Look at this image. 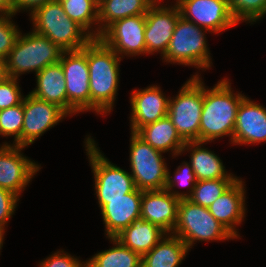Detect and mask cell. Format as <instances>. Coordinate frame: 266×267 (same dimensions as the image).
Listing matches in <instances>:
<instances>
[{
    "label": "cell",
    "instance_id": "1",
    "mask_svg": "<svg viewBox=\"0 0 266 267\" xmlns=\"http://www.w3.org/2000/svg\"><path fill=\"white\" fill-rule=\"evenodd\" d=\"M121 60L100 38H92L87 43L92 112L103 116L112 111L119 86Z\"/></svg>",
    "mask_w": 266,
    "mask_h": 267
},
{
    "label": "cell",
    "instance_id": "2",
    "mask_svg": "<svg viewBox=\"0 0 266 267\" xmlns=\"http://www.w3.org/2000/svg\"><path fill=\"white\" fill-rule=\"evenodd\" d=\"M229 81L228 78L222 79L211 89L203 83L200 142L211 143L214 139L228 136L233 145L237 109L245 95L234 93Z\"/></svg>",
    "mask_w": 266,
    "mask_h": 267
},
{
    "label": "cell",
    "instance_id": "3",
    "mask_svg": "<svg viewBox=\"0 0 266 267\" xmlns=\"http://www.w3.org/2000/svg\"><path fill=\"white\" fill-rule=\"evenodd\" d=\"M33 31L47 37L63 51L82 49L92 37L70 19L59 0H53L29 15Z\"/></svg>",
    "mask_w": 266,
    "mask_h": 267
},
{
    "label": "cell",
    "instance_id": "4",
    "mask_svg": "<svg viewBox=\"0 0 266 267\" xmlns=\"http://www.w3.org/2000/svg\"><path fill=\"white\" fill-rule=\"evenodd\" d=\"M31 31L19 34L5 59L8 77L19 79L25 73L37 74L45 67L60 61L64 51L47 37Z\"/></svg>",
    "mask_w": 266,
    "mask_h": 267
},
{
    "label": "cell",
    "instance_id": "5",
    "mask_svg": "<svg viewBox=\"0 0 266 267\" xmlns=\"http://www.w3.org/2000/svg\"><path fill=\"white\" fill-rule=\"evenodd\" d=\"M206 29L179 17L165 55L164 62L192 66L197 69L212 67Z\"/></svg>",
    "mask_w": 266,
    "mask_h": 267
},
{
    "label": "cell",
    "instance_id": "6",
    "mask_svg": "<svg viewBox=\"0 0 266 267\" xmlns=\"http://www.w3.org/2000/svg\"><path fill=\"white\" fill-rule=\"evenodd\" d=\"M169 99L167 116L185 142H200V118L203 106V81L198 73Z\"/></svg>",
    "mask_w": 266,
    "mask_h": 267
},
{
    "label": "cell",
    "instance_id": "7",
    "mask_svg": "<svg viewBox=\"0 0 266 267\" xmlns=\"http://www.w3.org/2000/svg\"><path fill=\"white\" fill-rule=\"evenodd\" d=\"M172 235L179 237L188 248L197 241H223L236 239L209 212L208 208L181 199L178 206L176 225Z\"/></svg>",
    "mask_w": 266,
    "mask_h": 267
},
{
    "label": "cell",
    "instance_id": "8",
    "mask_svg": "<svg viewBox=\"0 0 266 267\" xmlns=\"http://www.w3.org/2000/svg\"><path fill=\"white\" fill-rule=\"evenodd\" d=\"M85 151L94 177V189L100 210L106 205V199L123 198L136 186L130 172L111 163L100 152L91 136L85 140Z\"/></svg>",
    "mask_w": 266,
    "mask_h": 267
},
{
    "label": "cell",
    "instance_id": "9",
    "mask_svg": "<svg viewBox=\"0 0 266 267\" xmlns=\"http://www.w3.org/2000/svg\"><path fill=\"white\" fill-rule=\"evenodd\" d=\"M129 149L130 174L136 188L141 191L163 190L168 167L162 152L154 149L134 132H131Z\"/></svg>",
    "mask_w": 266,
    "mask_h": 267
},
{
    "label": "cell",
    "instance_id": "10",
    "mask_svg": "<svg viewBox=\"0 0 266 267\" xmlns=\"http://www.w3.org/2000/svg\"><path fill=\"white\" fill-rule=\"evenodd\" d=\"M67 92V113L72 116L91 110L87 44L79 50L64 51L60 61Z\"/></svg>",
    "mask_w": 266,
    "mask_h": 267
},
{
    "label": "cell",
    "instance_id": "11",
    "mask_svg": "<svg viewBox=\"0 0 266 267\" xmlns=\"http://www.w3.org/2000/svg\"><path fill=\"white\" fill-rule=\"evenodd\" d=\"M144 32L145 15H136L115 21L99 38L120 58L133 57L147 55Z\"/></svg>",
    "mask_w": 266,
    "mask_h": 267
},
{
    "label": "cell",
    "instance_id": "12",
    "mask_svg": "<svg viewBox=\"0 0 266 267\" xmlns=\"http://www.w3.org/2000/svg\"><path fill=\"white\" fill-rule=\"evenodd\" d=\"M175 4L181 17L210 33H219L237 24L228 0H176Z\"/></svg>",
    "mask_w": 266,
    "mask_h": 267
},
{
    "label": "cell",
    "instance_id": "13",
    "mask_svg": "<svg viewBox=\"0 0 266 267\" xmlns=\"http://www.w3.org/2000/svg\"><path fill=\"white\" fill-rule=\"evenodd\" d=\"M23 146L5 142L0 146V187L20 197L41 165L21 153Z\"/></svg>",
    "mask_w": 266,
    "mask_h": 267
},
{
    "label": "cell",
    "instance_id": "14",
    "mask_svg": "<svg viewBox=\"0 0 266 267\" xmlns=\"http://www.w3.org/2000/svg\"><path fill=\"white\" fill-rule=\"evenodd\" d=\"M24 122L22 127V146L34 143L48 129L70 116L57 104L40 100L30 93L23 98Z\"/></svg>",
    "mask_w": 266,
    "mask_h": 267
},
{
    "label": "cell",
    "instance_id": "15",
    "mask_svg": "<svg viewBox=\"0 0 266 267\" xmlns=\"http://www.w3.org/2000/svg\"><path fill=\"white\" fill-rule=\"evenodd\" d=\"M160 2L157 0L145 14L144 36L147 54L158 52L163 57L181 15L176 4L166 7Z\"/></svg>",
    "mask_w": 266,
    "mask_h": 267
},
{
    "label": "cell",
    "instance_id": "16",
    "mask_svg": "<svg viewBox=\"0 0 266 267\" xmlns=\"http://www.w3.org/2000/svg\"><path fill=\"white\" fill-rule=\"evenodd\" d=\"M130 129L136 133L141 127L167 116L169 98L157 85L131 92Z\"/></svg>",
    "mask_w": 266,
    "mask_h": 267
},
{
    "label": "cell",
    "instance_id": "17",
    "mask_svg": "<svg viewBox=\"0 0 266 267\" xmlns=\"http://www.w3.org/2000/svg\"><path fill=\"white\" fill-rule=\"evenodd\" d=\"M266 142V108L245 96L237 109L234 145Z\"/></svg>",
    "mask_w": 266,
    "mask_h": 267
},
{
    "label": "cell",
    "instance_id": "18",
    "mask_svg": "<svg viewBox=\"0 0 266 267\" xmlns=\"http://www.w3.org/2000/svg\"><path fill=\"white\" fill-rule=\"evenodd\" d=\"M180 200L166 189L142 191L140 217L172 234Z\"/></svg>",
    "mask_w": 266,
    "mask_h": 267
},
{
    "label": "cell",
    "instance_id": "19",
    "mask_svg": "<svg viewBox=\"0 0 266 267\" xmlns=\"http://www.w3.org/2000/svg\"><path fill=\"white\" fill-rule=\"evenodd\" d=\"M245 182L237 178L230 187L208 207L212 216L225 227L236 239L239 238L237 225L245 217Z\"/></svg>",
    "mask_w": 266,
    "mask_h": 267
},
{
    "label": "cell",
    "instance_id": "20",
    "mask_svg": "<svg viewBox=\"0 0 266 267\" xmlns=\"http://www.w3.org/2000/svg\"><path fill=\"white\" fill-rule=\"evenodd\" d=\"M142 191L135 188L123 198L106 199L101 209L106 238H114L123 229L140 218Z\"/></svg>",
    "mask_w": 266,
    "mask_h": 267
},
{
    "label": "cell",
    "instance_id": "21",
    "mask_svg": "<svg viewBox=\"0 0 266 267\" xmlns=\"http://www.w3.org/2000/svg\"><path fill=\"white\" fill-rule=\"evenodd\" d=\"M203 142H186L181 153L190 150V165L197 181L212 179H237L225 170L222 160L213 151L203 147ZM202 145V146H201ZM203 147V148H202ZM208 149V150H207Z\"/></svg>",
    "mask_w": 266,
    "mask_h": 267
},
{
    "label": "cell",
    "instance_id": "22",
    "mask_svg": "<svg viewBox=\"0 0 266 267\" xmlns=\"http://www.w3.org/2000/svg\"><path fill=\"white\" fill-rule=\"evenodd\" d=\"M136 134L162 153L171 151L172 157L182 155L181 151L186 144L168 116L141 127Z\"/></svg>",
    "mask_w": 266,
    "mask_h": 267
},
{
    "label": "cell",
    "instance_id": "23",
    "mask_svg": "<svg viewBox=\"0 0 266 267\" xmlns=\"http://www.w3.org/2000/svg\"><path fill=\"white\" fill-rule=\"evenodd\" d=\"M167 233L159 226L135 219L131 225L123 229L115 238L125 247L138 253L141 257L148 253Z\"/></svg>",
    "mask_w": 266,
    "mask_h": 267
},
{
    "label": "cell",
    "instance_id": "24",
    "mask_svg": "<svg viewBox=\"0 0 266 267\" xmlns=\"http://www.w3.org/2000/svg\"><path fill=\"white\" fill-rule=\"evenodd\" d=\"M36 88L29 92L34 97L57 104L67 112V92L60 62L49 65L36 74Z\"/></svg>",
    "mask_w": 266,
    "mask_h": 267
},
{
    "label": "cell",
    "instance_id": "25",
    "mask_svg": "<svg viewBox=\"0 0 266 267\" xmlns=\"http://www.w3.org/2000/svg\"><path fill=\"white\" fill-rule=\"evenodd\" d=\"M189 250L179 237L166 234L142 256L141 267H179Z\"/></svg>",
    "mask_w": 266,
    "mask_h": 267
},
{
    "label": "cell",
    "instance_id": "26",
    "mask_svg": "<svg viewBox=\"0 0 266 267\" xmlns=\"http://www.w3.org/2000/svg\"><path fill=\"white\" fill-rule=\"evenodd\" d=\"M157 0H103L98 4L99 37L115 21L145 15Z\"/></svg>",
    "mask_w": 266,
    "mask_h": 267
},
{
    "label": "cell",
    "instance_id": "27",
    "mask_svg": "<svg viewBox=\"0 0 266 267\" xmlns=\"http://www.w3.org/2000/svg\"><path fill=\"white\" fill-rule=\"evenodd\" d=\"M114 247L101 251L86 260V267H141L142 257L123 246L115 237L108 238Z\"/></svg>",
    "mask_w": 266,
    "mask_h": 267
},
{
    "label": "cell",
    "instance_id": "28",
    "mask_svg": "<svg viewBox=\"0 0 266 267\" xmlns=\"http://www.w3.org/2000/svg\"><path fill=\"white\" fill-rule=\"evenodd\" d=\"M59 1L70 19L79 24L92 38H99L98 3L95 0Z\"/></svg>",
    "mask_w": 266,
    "mask_h": 267
},
{
    "label": "cell",
    "instance_id": "29",
    "mask_svg": "<svg viewBox=\"0 0 266 267\" xmlns=\"http://www.w3.org/2000/svg\"><path fill=\"white\" fill-rule=\"evenodd\" d=\"M236 179H212L197 181L192 194L187 198L192 203L208 208Z\"/></svg>",
    "mask_w": 266,
    "mask_h": 267
},
{
    "label": "cell",
    "instance_id": "30",
    "mask_svg": "<svg viewBox=\"0 0 266 267\" xmlns=\"http://www.w3.org/2000/svg\"><path fill=\"white\" fill-rule=\"evenodd\" d=\"M23 118V101L16 106L0 110L1 137L13 136V145L22 146Z\"/></svg>",
    "mask_w": 266,
    "mask_h": 267
},
{
    "label": "cell",
    "instance_id": "31",
    "mask_svg": "<svg viewBox=\"0 0 266 267\" xmlns=\"http://www.w3.org/2000/svg\"><path fill=\"white\" fill-rule=\"evenodd\" d=\"M230 12L237 22L254 24L266 15V0H228Z\"/></svg>",
    "mask_w": 266,
    "mask_h": 267
},
{
    "label": "cell",
    "instance_id": "32",
    "mask_svg": "<svg viewBox=\"0 0 266 267\" xmlns=\"http://www.w3.org/2000/svg\"><path fill=\"white\" fill-rule=\"evenodd\" d=\"M197 183V179L195 176V173L193 171V168L191 167L190 163L187 161H183L181 165H179L174 172V176H171V173L169 169H167V179H166V185L165 188L169 193H171L173 196L184 199L188 198L195 187V184ZM189 186L188 192L189 193H182L179 191H174V187L176 186Z\"/></svg>",
    "mask_w": 266,
    "mask_h": 267
},
{
    "label": "cell",
    "instance_id": "33",
    "mask_svg": "<svg viewBox=\"0 0 266 267\" xmlns=\"http://www.w3.org/2000/svg\"><path fill=\"white\" fill-rule=\"evenodd\" d=\"M14 15L0 17V58L6 59L21 33L11 20Z\"/></svg>",
    "mask_w": 266,
    "mask_h": 267
},
{
    "label": "cell",
    "instance_id": "34",
    "mask_svg": "<svg viewBox=\"0 0 266 267\" xmlns=\"http://www.w3.org/2000/svg\"><path fill=\"white\" fill-rule=\"evenodd\" d=\"M18 79L6 78L0 83V110L16 106L23 101Z\"/></svg>",
    "mask_w": 266,
    "mask_h": 267
},
{
    "label": "cell",
    "instance_id": "35",
    "mask_svg": "<svg viewBox=\"0 0 266 267\" xmlns=\"http://www.w3.org/2000/svg\"><path fill=\"white\" fill-rule=\"evenodd\" d=\"M19 196L10 190L0 187V228L5 230L8 220L11 219L17 207Z\"/></svg>",
    "mask_w": 266,
    "mask_h": 267
},
{
    "label": "cell",
    "instance_id": "36",
    "mask_svg": "<svg viewBox=\"0 0 266 267\" xmlns=\"http://www.w3.org/2000/svg\"><path fill=\"white\" fill-rule=\"evenodd\" d=\"M40 262V267H86V262H81L79 258L71 256V254L63 250L54 252V254Z\"/></svg>",
    "mask_w": 266,
    "mask_h": 267
},
{
    "label": "cell",
    "instance_id": "37",
    "mask_svg": "<svg viewBox=\"0 0 266 267\" xmlns=\"http://www.w3.org/2000/svg\"><path fill=\"white\" fill-rule=\"evenodd\" d=\"M53 0H12L13 13L16 15L20 11H29V14H33L38 8L44 6L46 3Z\"/></svg>",
    "mask_w": 266,
    "mask_h": 267
},
{
    "label": "cell",
    "instance_id": "38",
    "mask_svg": "<svg viewBox=\"0 0 266 267\" xmlns=\"http://www.w3.org/2000/svg\"><path fill=\"white\" fill-rule=\"evenodd\" d=\"M14 15L12 0H0V16Z\"/></svg>",
    "mask_w": 266,
    "mask_h": 267
},
{
    "label": "cell",
    "instance_id": "39",
    "mask_svg": "<svg viewBox=\"0 0 266 267\" xmlns=\"http://www.w3.org/2000/svg\"><path fill=\"white\" fill-rule=\"evenodd\" d=\"M6 78H8L6 71V60L0 58V83L3 82Z\"/></svg>",
    "mask_w": 266,
    "mask_h": 267
},
{
    "label": "cell",
    "instance_id": "40",
    "mask_svg": "<svg viewBox=\"0 0 266 267\" xmlns=\"http://www.w3.org/2000/svg\"><path fill=\"white\" fill-rule=\"evenodd\" d=\"M4 233H5V230H3V229L0 228V250L3 247Z\"/></svg>",
    "mask_w": 266,
    "mask_h": 267
},
{
    "label": "cell",
    "instance_id": "41",
    "mask_svg": "<svg viewBox=\"0 0 266 267\" xmlns=\"http://www.w3.org/2000/svg\"><path fill=\"white\" fill-rule=\"evenodd\" d=\"M98 4L101 3L103 0H95Z\"/></svg>",
    "mask_w": 266,
    "mask_h": 267
}]
</instances>
